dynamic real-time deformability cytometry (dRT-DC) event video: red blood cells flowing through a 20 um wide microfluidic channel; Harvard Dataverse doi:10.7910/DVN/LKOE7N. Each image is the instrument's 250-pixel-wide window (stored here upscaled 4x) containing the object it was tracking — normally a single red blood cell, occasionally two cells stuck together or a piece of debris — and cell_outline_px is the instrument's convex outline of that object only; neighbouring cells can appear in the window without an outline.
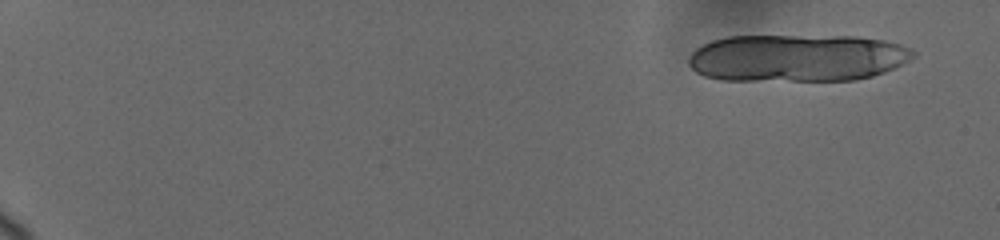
{"species": "human", "species_latin": "Homo sapiens", "temperature_condition": "cold", "stored_images_in_passage": 2, "camera_frame_rate_fps": 3000, "um_per_image_px": 0.085, "donor": {"sex": "female"}, "frame": {"image": 1, "passage_image": 1, "time_ms": 0.0, "image_size_px": [1000, 240], "cell_outline_px": [[916, 52], [912, 56], [900, 64], [884, 72], [872, 76], [856, 80], [724, 80], [704, 76], [696, 72], [688, 64], [688, 56], [696, 48], [712, 40], [728, 36], [856, 36], [884, 40], [900, 44]], "centroid_in_image_um": [67.71, 4.92], "position_along_channel_um": 17.3, "area_um2": 61.96}}